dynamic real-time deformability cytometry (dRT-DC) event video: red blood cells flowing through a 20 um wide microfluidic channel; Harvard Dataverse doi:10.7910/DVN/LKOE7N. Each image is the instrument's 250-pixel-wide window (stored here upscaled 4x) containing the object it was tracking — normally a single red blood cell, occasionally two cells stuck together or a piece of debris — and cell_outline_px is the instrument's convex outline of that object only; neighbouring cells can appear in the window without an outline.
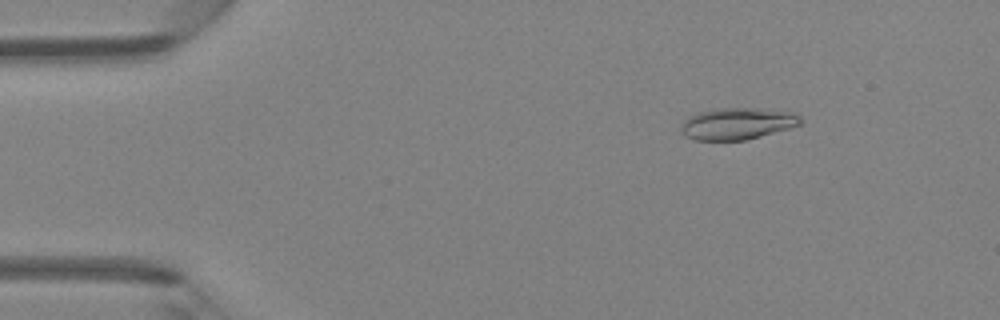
{"species": "Egyptian fruit bat (a non-hibernating species)", "species_latin": "Rousettus aegyptiacus", "temperature_condition": "room temperature", "stored_images_in_passage": 48, "camera_frame_rate_fps": 3000, "um_per_image_px": 0.085, "animal": {"sex": "female"}, "frame": {"image": 1, "passage_image": 7, "time_ms": 2.0, "image_size_px": [1000, 320], "cell_outline_px": [[804, 120], [800, 124], [788, 128], [760, 136], [744, 140], [696, 140], [684, 136], [680, 128], [684, 120], [700, 112], [720, 108], [764, 108], [792, 112], [800, 116]], "centroid_in_image_um": [62.69, 10.5], "position_along_channel_um": 22.3, "area_um2": 21.96}}
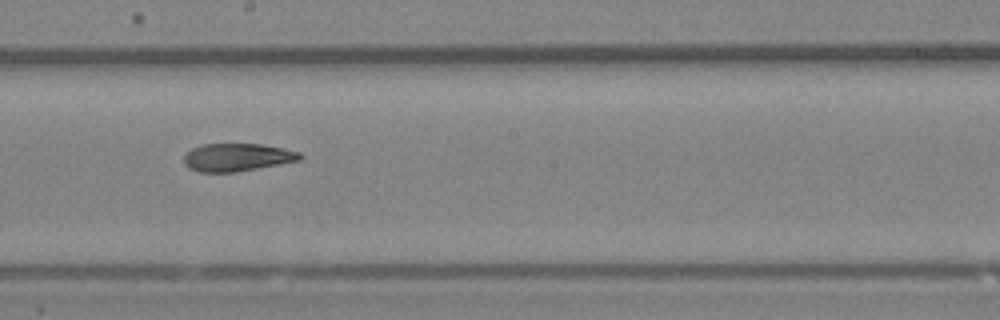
{"frame": {"image": 2, "passage_image": 27, "time_ms": 8.667, "image_size_px": [1000, 320], "cell_outline_px": [[304, 156], [300, 160], [236, 172], [196, 172], [188, 168], [184, 164], [184, 156], [192, 148], [200, 144], [260, 144], [284, 148], [300, 152]], "centroid_in_image_um": [20.14, 13.37], "position_along_channel_um": 228.1, "area_um2": 18.9}}
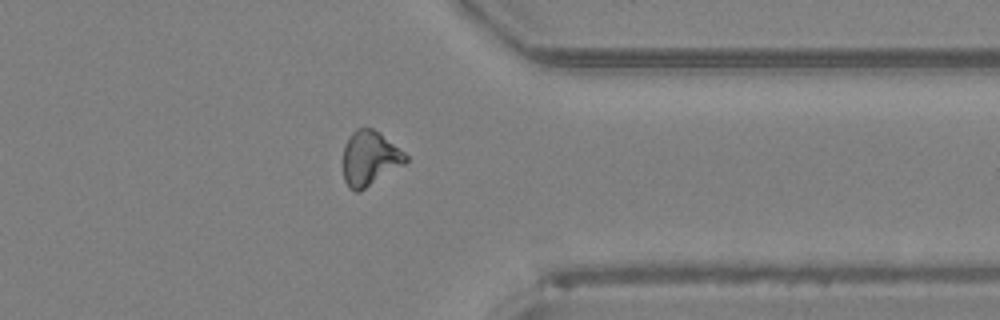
{"frame": {"image": 3, "passage_image": 38, "time_ms": 12.333, "image_size_px": [1000, 320], "cell_outline_px": [[408, 160], [404, 164], [360, 192], [356, 192], [348, 188], [344, 180], [344, 144], [348, 136], [356, 128], [372, 128], [380, 132], [404, 152], [408, 156]], "centroid_in_image_um": [31.42, 13.45], "position_along_channel_um": 380.0, "area_um2": 20.06}, "authors_computed_cell_mechanics": {"area_um2": 20.0566, "velocity_mm_per_s": 4.3033, "shape_relaxation_time_tau1_ms": null, "shape_relaxation_time_tau2_ms": 3.1434, "deformation_change_tau1": null, "deformation_change_tau2": 0.1062}}